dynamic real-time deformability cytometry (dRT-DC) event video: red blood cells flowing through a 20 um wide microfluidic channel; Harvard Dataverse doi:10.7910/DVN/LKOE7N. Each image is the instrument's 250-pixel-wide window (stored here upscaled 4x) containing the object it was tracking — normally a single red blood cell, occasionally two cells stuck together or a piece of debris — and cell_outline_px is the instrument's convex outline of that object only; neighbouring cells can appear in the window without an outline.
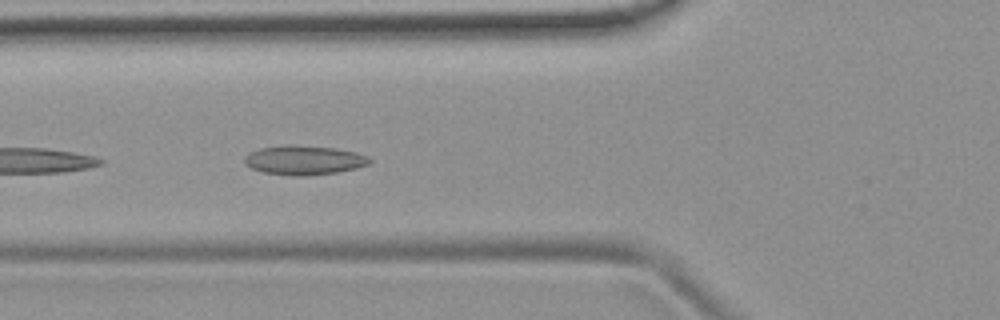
{"species": "common noctule bat (a hibernating species)", "species_latin": "Nyctalus noctula", "temperature_condition": "room temperature", "stored_images_in_passage": 5, "camera_frame_rate_fps": 3000, "um_per_image_px": 0.085, "animal": {"sex": "female", "body_mass_g": 19.9}, "frame": {"image": 1, "passage_image": 5, "time_ms": 5.333, "image_size_px": [1000, 320], "cell_outline_px": [[372, 160], [368, 164], [356, 168], [340, 172], [304, 176], [292, 176], [264, 172], [252, 168], [244, 164], [244, 156], [248, 152], [260, 148], [336, 148], [356, 152], [368, 156]], "centroid_in_image_um": [25.87, 13.67], "position_along_channel_um": 99.9, "area_um2": 20.46}}